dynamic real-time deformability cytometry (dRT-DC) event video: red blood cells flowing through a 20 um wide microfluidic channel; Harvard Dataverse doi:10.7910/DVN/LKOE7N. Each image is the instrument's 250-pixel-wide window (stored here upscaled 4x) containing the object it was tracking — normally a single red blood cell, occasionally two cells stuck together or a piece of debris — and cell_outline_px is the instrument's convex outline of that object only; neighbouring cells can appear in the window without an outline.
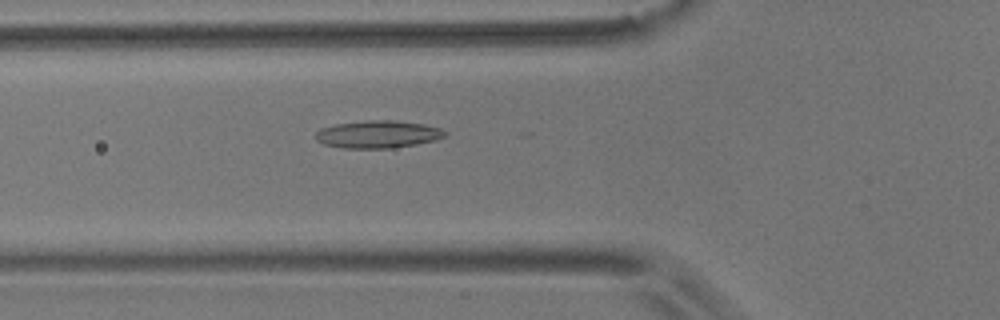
{"species": "common noctule bat (a hibernating species)", "species_latin": "Nyctalus noctula", "temperature_condition": "room temperature", "stored_images_in_passage": 19, "camera_frame_rate_fps": 3000, "um_per_image_px": 0.085, "animal": {"sex": "male", "body_mass_g": 17.9}, "frame": {"image": 1, "passage_image": 11, "time_ms": 3.333, "image_size_px": [1000, 320], "cell_outline_px": [[448, 132], [444, 136], [436, 140], [416, 144], [392, 148], [344, 148], [324, 144], [316, 140], [316, 132], [320, 128], [336, 124], [364, 120], [392, 120], [424, 124], [440, 128]], "centroid_in_image_um": [32.12, 11.41], "position_along_channel_um": 93.7, "area_um2": 20.75}}
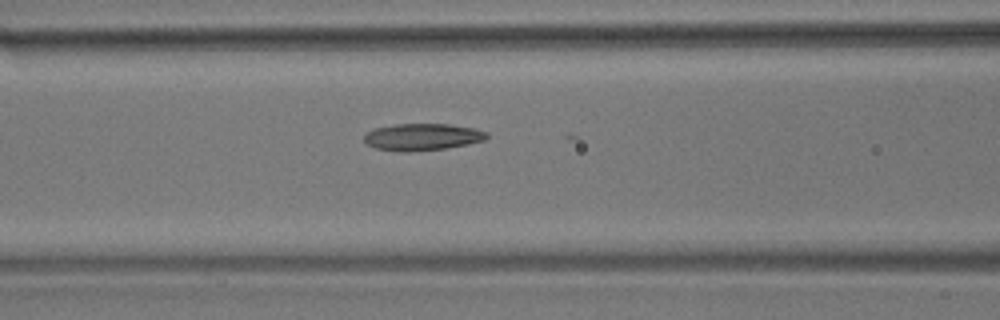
{"frame": {"image": 2, "passage_image": 14, "time_ms": 4.333, "image_size_px": [1000, 320], "cell_outline_px": [[488, 136], [484, 140], [468, 144], [448, 148], [408, 152], [396, 152], [376, 148], [368, 144], [364, 140], [364, 136], [372, 128], [396, 124], [448, 124], [476, 128], [488, 132]], "centroid_in_image_um": [35.9, 11.64], "position_along_channel_um": 130.7, "area_um2": 19.42}}
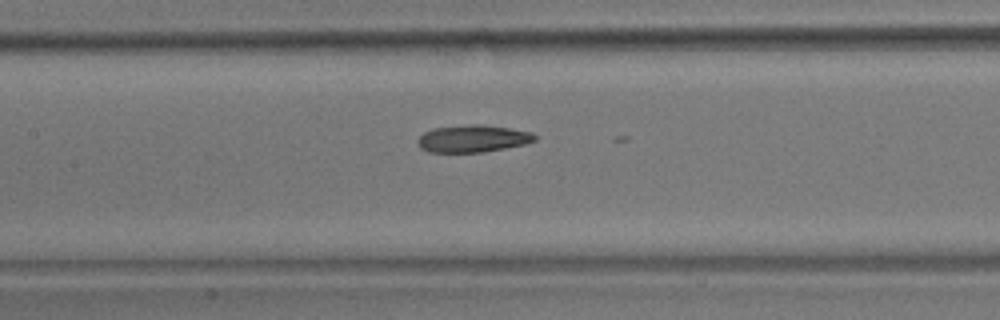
{"frame": {"image": 3, "passage_image": 17, "time_ms": 5.333, "image_size_px": [1000, 320], "cell_outline_px": [[536, 140], [524, 144], [484, 152], [428, 152], [420, 148], [416, 144], [416, 140], [424, 132], [432, 128], [472, 124], [480, 124], [508, 128], [532, 132], [536, 136]], "centroid_in_image_um": [40.14, 11.78], "position_along_channel_um": 167.3, "area_um2": 18.61}}